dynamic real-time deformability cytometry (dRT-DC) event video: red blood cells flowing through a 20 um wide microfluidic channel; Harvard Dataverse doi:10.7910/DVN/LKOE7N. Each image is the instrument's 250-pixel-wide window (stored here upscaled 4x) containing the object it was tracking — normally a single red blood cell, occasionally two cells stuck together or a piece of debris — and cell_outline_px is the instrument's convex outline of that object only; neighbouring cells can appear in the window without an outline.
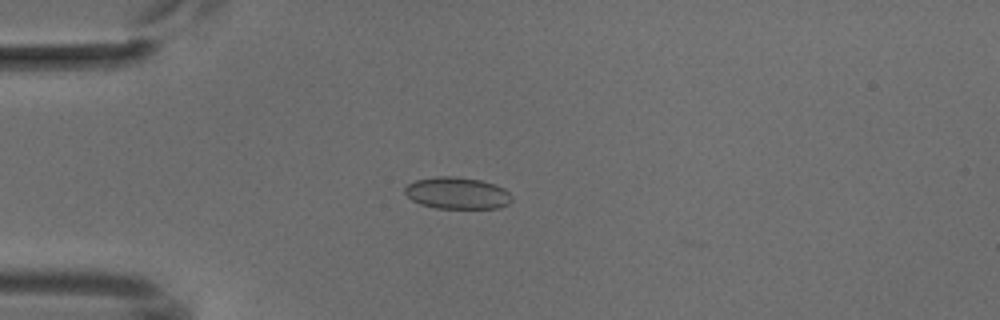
{"species": "common noctule bat (a hibernating species)", "species_latin": "Nyctalus noctula", "temperature_condition": "cold", "stored_images_in_passage": 6, "camera_frame_rate_fps": 3000, "um_per_image_px": 0.085, "animal": {"sex": "male", "body_mass_g": 18.8}, "frame": {"image": 1, "passage_image": 3, "time_ms": 2.333, "image_size_px": [1000, 320], "cell_outline_px": [[512, 200], [508, 204], [500, 208], [436, 208], [420, 204], [412, 200], [404, 192], [404, 188], [408, 184], [416, 180], [436, 176], [452, 176], [480, 180], [496, 184], [504, 188], [512, 196]], "centroid_in_image_um": [38.87, 16.41], "position_along_channel_um": 46.1, "area_um2": 19.88}}
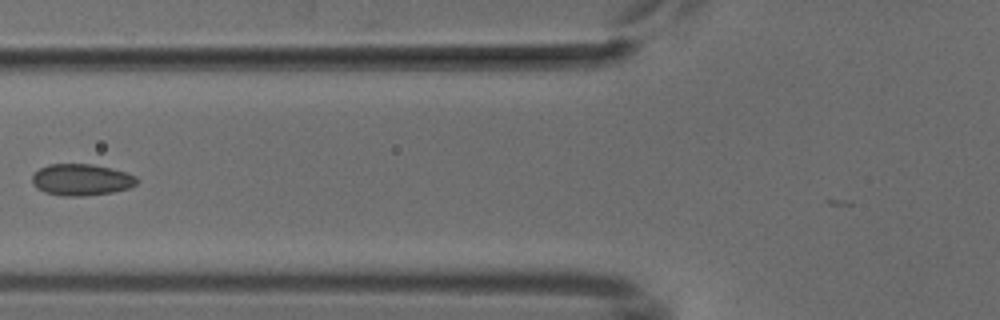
{"frame": {"image": 2, "passage_image": 5, "time_ms": 4.667, "image_size_px": [1000, 320], "cell_outline_px": [[136, 184], [128, 188], [112, 192], [84, 196], [64, 196], [44, 192], [36, 188], [32, 184], [32, 176], [40, 168], [48, 164], [92, 164], [112, 168], [136, 176]], "centroid_in_image_um": [6.88, 15.28], "position_along_channel_um": 118.9, "area_um2": 19.19}}
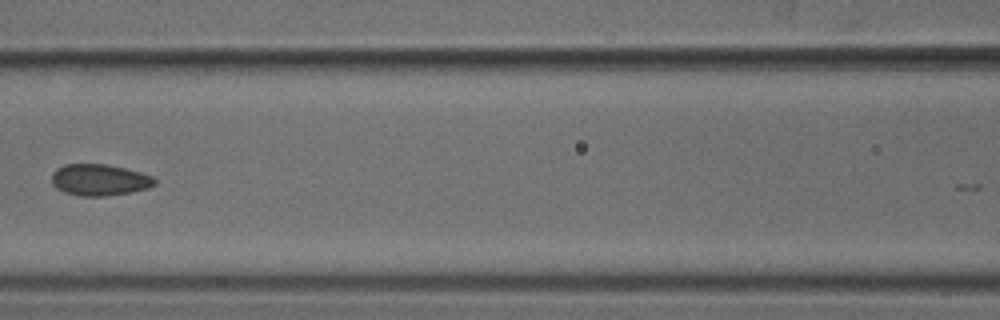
{"frame": {"image": 3, "passage_image": 6, "time_ms": 5.667, "image_size_px": [1000, 320], "cell_outline_px": [[156, 184], [148, 188], [132, 192], [104, 196], [80, 196], [64, 192], [56, 188], [52, 184], [52, 172], [56, 168], [64, 164], [104, 164], [124, 168], [140, 172], [152, 176], [156, 180]], "centroid_in_image_um": [8.44, 15.29], "position_along_channel_um": 158.2, "area_um2": 18.96}}